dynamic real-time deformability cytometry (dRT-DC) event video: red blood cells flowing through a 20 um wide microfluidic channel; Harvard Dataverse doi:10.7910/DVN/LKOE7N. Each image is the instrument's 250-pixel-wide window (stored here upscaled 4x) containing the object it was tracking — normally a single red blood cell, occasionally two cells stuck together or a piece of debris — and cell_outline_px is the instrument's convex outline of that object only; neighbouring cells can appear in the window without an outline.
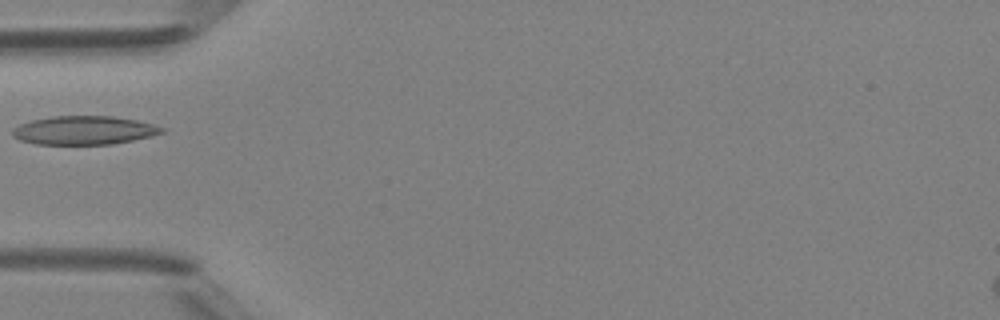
{"species": "Egyptian fruit bat (a non-hibernating species)", "species_latin": "Rousettus aegyptiacus", "temperature_condition": "room temperature", "stored_images_in_passage": 2, "camera_frame_rate_fps": 3000, "um_per_image_px": 0.085, "animal": {"sex": "female"}, "frame": {"image": 1, "passage_image": 2, "time_ms": 1.0, "image_size_px": [1000, 320], "cell_outline_px": [[168, 128], [164, 132], [152, 136], [112, 144], [36, 144], [20, 140], [12, 136], [12, 128], [20, 124], [32, 120], [52, 116], [112, 116], [136, 120]], "centroid_in_image_um": [7.15, 11.07], "position_along_channel_um": 77.9, "area_um2": 24.97}}